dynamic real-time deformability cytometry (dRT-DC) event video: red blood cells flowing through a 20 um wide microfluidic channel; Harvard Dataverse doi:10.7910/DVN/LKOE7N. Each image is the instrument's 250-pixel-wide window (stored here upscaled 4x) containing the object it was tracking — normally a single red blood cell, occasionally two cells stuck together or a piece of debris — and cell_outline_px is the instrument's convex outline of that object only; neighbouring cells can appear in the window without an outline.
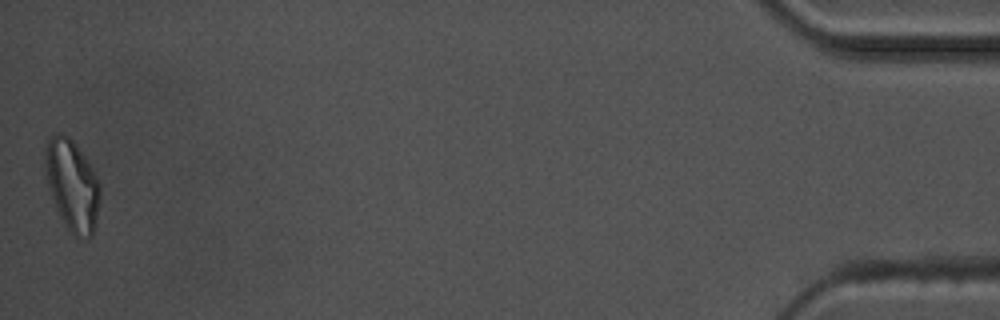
{"species": "common noctule bat (a hibernating species)", "species_latin": "Nyctalus noctula", "temperature_condition": "warm", "stored_images_in_passage": 56, "camera_frame_rate_fps": 3000, "um_per_image_px": 0.085, "animal": {"sex": "male", "body_mass_g": 17.5, "forearm_length_mm": 52.3}, "frame": {"image": 1, "passage_image": 56, "time_ms": 18.333, "image_size_px": [1000, 320], "cell_outline_px": [[100, 200], [96, 224], [92, 236], [88, 240], [72, 236], [64, 224], [56, 208], [48, 184], [44, 164], [44, 148], [48, 136], [56, 132], [64, 132], [72, 140], [96, 176], [100, 184]], "centroid_in_image_um": [6.12, 15.76], "position_along_channel_um": 429.1, "area_um2": 29.36}, "authors_computed_cell_mechanics": {"area_um2": 19.2763, "velocity_mm_per_s": 3.6066, "shape_relaxation_time_tau1_ms": 8.536, "shape_relaxation_time_tau2_ms": 3.714, "deformation_change_tau1": 0.2032, "deformation_change_tau2": 0.1075}}